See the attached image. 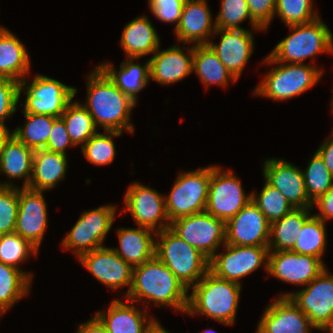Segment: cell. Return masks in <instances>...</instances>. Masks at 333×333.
Instances as JSON below:
<instances>
[{
  "label": "cell",
  "instance_id": "cell-1",
  "mask_svg": "<svg viewBox=\"0 0 333 333\" xmlns=\"http://www.w3.org/2000/svg\"><path fill=\"white\" fill-rule=\"evenodd\" d=\"M86 80V102L82 105L89 111L96 127L122 133L126 130L132 134L134 127L130 116L137 103L125 95L99 66Z\"/></svg>",
  "mask_w": 333,
  "mask_h": 333
},
{
  "label": "cell",
  "instance_id": "cell-2",
  "mask_svg": "<svg viewBox=\"0 0 333 333\" xmlns=\"http://www.w3.org/2000/svg\"><path fill=\"white\" fill-rule=\"evenodd\" d=\"M188 289L156 256L133 267L132 285L127 300L153 302L156 307H172L186 313ZM143 299V300H142Z\"/></svg>",
  "mask_w": 333,
  "mask_h": 333
},
{
  "label": "cell",
  "instance_id": "cell-3",
  "mask_svg": "<svg viewBox=\"0 0 333 333\" xmlns=\"http://www.w3.org/2000/svg\"><path fill=\"white\" fill-rule=\"evenodd\" d=\"M242 285L216 277L208 271L192 286L186 314L214 319L225 325L235 322Z\"/></svg>",
  "mask_w": 333,
  "mask_h": 333
},
{
  "label": "cell",
  "instance_id": "cell-4",
  "mask_svg": "<svg viewBox=\"0 0 333 333\" xmlns=\"http://www.w3.org/2000/svg\"><path fill=\"white\" fill-rule=\"evenodd\" d=\"M155 237V256L188 290L209 271L210 260L170 227L158 232Z\"/></svg>",
  "mask_w": 333,
  "mask_h": 333
},
{
  "label": "cell",
  "instance_id": "cell-5",
  "mask_svg": "<svg viewBox=\"0 0 333 333\" xmlns=\"http://www.w3.org/2000/svg\"><path fill=\"white\" fill-rule=\"evenodd\" d=\"M288 28L292 33L268 54L275 62L304 64V60L317 54L333 53V34L320 16Z\"/></svg>",
  "mask_w": 333,
  "mask_h": 333
},
{
  "label": "cell",
  "instance_id": "cell-6",
  "mask_svg": "<svg viewBox=\"0 0 333 333\" xmlns=\"http://www.w3.org/2000/svg\"><path fill=\"white\" fill-rule=\"evenodd\" d=\"M267 65L278 64L267 72L254 90V95L282 101L301 95L316 85L323 70L310 64L275 62L269 55L263 60Z\"/></svg>",
  "mask_w": 333,
  "mask_h": 333
},
{
  "label": "cell",
  "instance_id": "cell-7",
  "mask_svg": "<svg viewBox=\"0 0 333 333\" xmlns=\"http://www.w3.org/2000/svg\"><path fill=\"white\" fill-rule=\"evenodd\" d=\"M212 165L189 172H181L168 196L166 213L170 223L176 219L205 211Z\"/></svg>",
  "mask_w": 333,
  "mask_h": 333
},
{
  "label": "cell",
  "instance_id": "cell-8",
  "mask_svg": "<svg viewBox=\"0 0 333 333\" xmlns=\"http://www.w3.org/2000/svg\"><path fill=\"white\" fill-rule=\"evenodd\" d=\"M20 82L19 100L22 92L26 93L23 112L61 117L65 107L77 93L75 87L67 86L60 81L45 75H36L31 84L26 79Z\"/></svg>",
  "mask_w": 333,
  "mask_h": 333
},
{
  "label": "cell",
  "instance_id": "cell-9",
  "mask_svg": "<svg viewBox=\"0 0 333 333\" xmlns=\"http://www.w3.org/2000/svg\"><path fill=\"white\" fill-rule=\"evenodd\" d=\"M117 212L116 205H103L83 211L72 229L63 238V249L73 250L79 258L82 254L104 247L103 242L111 230Z\"/></svg>",
  "mask_w": 333,
  "mask_h": 333
},
{
  "label": "cell",
  "instance_id": "cell-10",
  "mask_svg": "<svg viewBox=\"0 0 333 333\" xmlns=\"http://www.w3.org/2000/svg\"><path fill=\"white\" fill-rule=\"evenodd\" d=\"M170 228L209 260L226 243V222L207 211L176 219Z\"/></svg>",
  "mask_w": 333,
  "mask_h": 333
},
{
  "label": "cell",
  "instance_id": "cell-11",
  "mask_svg": "<svg viewBox=\"0 0 333 333\" xmlns=\"http://www.w3.org/2000/svg\"><path fill=\"white\" fill-rule=\"evenodd\" d=\"M221 168L212 165L205 211L227 222L250 202L252 195H246L233 171Z\"/></svg>",
  "mask_w": 333,
  "mask_h": 333
},
{
  "label": "cell",
  "instance_id": "cell-12",
  "mask_svg": "<svg viewBox=\"0 0 333 333\" xmlns=\"http://www.w3.org/2000/svg\"><path fill=\"white\" fill-rule=\"evenodd\" d=\"M222 248L225 251L215 253L209 263V271L216 277L241 285L240 279L253 273L261 265L268 272V247L236 246L225 243Z\"/></svg>",
  "mask_w": 333,
  "mask_h": 333
},
{
  "label": "cell",
  "instance_id": "cell-13",
  "mask_svg": "<svg viewBox=\"0 0 333 333\" xmlns=\"http://www.w3.org/2000/svg\"><path fill=\"white\" fill-rule=\"evenodd\" d=\"M280 297H290L317 330L323 331L333 317V274L326 268L305 288L283 292Z\"/></svg>",
  "mask_w": 333,
  "mask_h": 333
},
{
  "label": "cell",
  "instance_id": "cell-14",
  "mask_svg": "<svg viewBox=\"0 0 333 333\" xmlns=\"http://www.w3.org/2000/svg\"><path fill=\"white\" fill-rule=\"evenodd\" d=\"M124 202L126 207L123 211H128L138 226L151 229L155 233L170 227L165 195L155 189L142 183H132L126 190Z\"/></svg>",
  "mask_w": 333,
  "mask_h": 333
},
{
  "label": "cell",
  "instance_id": "cell-15",
  "mask_svg": "<svg viewBox=\"0 0 333 333\" xmlns=\"http://www.w3.org/2000/svg\"><path fill=\"white\" fill-rule=\"evenodd\" d=\"M270 223L251 199L226 222V244L268 247Z\"/></svg>",
  "mask_w": 333,
  "mask_h": 333
},
{
  "label": "cell",
  "instance_id": "cell-16",
  "mask_svg": "<svg viewBox=\"0 0 333 333\" xmlns=\"http://www.w3.org/2000/svg\"><path fill=\"white\" fill-rule=\"evenodd\" d=\"M326 269L317 257L292 251L269 252L267 274L285 283L305 286Z\"/></svg>",
  "mask_w": 333,
  "mask_h": 333
},
{
  "label": "cell",
  "instance_id": "cell-17",
  "mask_svg": "<svg viewBox=\"0 0 333 333\" xmlns=\"http://www.w3.org/2000/svg\"><path fill=\"white\" fill-rule=\"evenodd\" d=\"M78 260L100 283L115 290L132 285L133 267L110 247H101L82 254Z\"/></svg>",
  "mask_w": 333,
  "mask_h": 333
},
{
  "label": "cell",
  "instance_id": "cell-18",
  "mask_svg": "<svg viewBox=\"0 0 333 333\" xmlns=\"http://www.w3.org/2000/svg\"><path fill=\"white\" fill-rule=\"evenodd\" d=\"M263 174L264 180L279 190L294 208H313L300 168L284 159L268 158Z\"/></svg>",
  "mask_w": 333,
  "mask_h": 333
},
{
  "label": "cell",
  "instance_id": "cell-19",
  "mask_svg": "<svg viewBox=\"0 0 333 333\" xmlns=\"http://www.w3.org/2000/svg\"><path fill=\"white\" fill-rule=\"evenodd\" d=\"M43 191L19 187V209L15 233L39 249L48 227L47 204Z\"/></svg>",
  "mask_w": 333,
  "mask_h": 333
},
{
  "label": "cell",
  "instance_id": "cell-20",
  "mask_svg": "<svg viewBox=\"0 0 333 333\" xmlns=\"http://www.w3.org/2000/svg\"><path fill=\"white\" fill-rule=\"evenodd\" d=\"M317 328L290 297H278L267 305L256 333H310Z\"/></svg>",
  "mask_w": 333,
  "mask_h": 333
},
{
  "label": "cell",
  "instance_id": "cell-21",
  "mask_svg": "<svg viewBox=\"0 0 333 333\" xmlns=\"http://www.w3.org/2000/svg\"><path fill=\"white\" fill-rule=\"evenodd\" d=\"M220 34L219 44L208 42L230 74L238 80L254 50V37L248 29H217L214 36Z\"/></svg>",
  "mask_w": 333,
  "mask_h": 333
},
{
  "label": "cell",
  "instance_id": "cell-22",
  "mask_svg": "<svg viewBox=\"0 0 333 333\" xmlns=\"http://www.w3.org/2000/svg\"><path fill=\"white\" fill-rule=\"evenodd\" d=\"M212 19L207 0H185L180 22L174 29L178 43L207 45L216 30Z\"/></svg>",
  "mask_w": 333,
  "mask_h": 333
},
{
  "label": "cell",
  "instance_id": "cell-23",
  "mask_svg": "<svg viewBox=\"0 0 333 333\" xmlns=\"http://www.w3.org/2000/svg\"><path fill=\"white\" fill-rule=\"evenodd\" d=\"M184 50L188 53L185 54ZM193 53V45L181 49L177 44L162 51L158 48L149 59L150 79L168 86L186 78L193 72Z\"/></svg>",
  "mask_w": 333,
  "mask_h": 333
},
{
  "label": "cell",
  "instance_id": "cell-24",
  "mask_svg": "<svg viewBox=\"0 0 333 333\" xmlns=\"http://www.w3.org/2000/svg\"><path fill=\"white\" fill-rule=\"evenodd\" d=\"M127 301L128 304L118 298L114 299L107 312L102 310L95 316L109 333H149L158 321L152 316H147L145 310L141 312L133 301Z\"/></svg>",
  "mask_w": 333,
  "mask_h": 333
},
{
  "label": "cell",
  "instance_id": "cell-25",
  "mask_svg": "<svg viewBox=\"0 0 333 333\" xmlns=\"http://www.w3.org/2000/svg\"><path fill=\"white\" fill-rule=\"evenodd\" d=\"M153 230L140 227L117 229L119 248H112L132 267L142 265L155 256L156 240Z\"/></svg>",
  "mask_w": 333,
  "mask_h": 333
},
{
  "label": "cell",
  "instance_id": "cell-26",
  "mask_svg": "<svg viewBox=\"0 0 333 333\" xmlns=\"http://www.w3.org/2000/svg\"><path fill=\"white\" fill-rule=\"evenodd\" d=\"M121 35L120 45L127 58L139 60L142 56L154 54L160 47V37L144 15L127 23Z\"/></svg>",
  "mask_w": 333,
  "mask_h": 333
},
{
  "label": "cell",
  "instance_id": "cell-27",
  "mask_svg": "<svg viewBox=\"0 0 333 333\" xmlns=\"http://www.w3.org/2000/svg\"><path fill=\"white\" fill-rule=\"evenodd\" d=\"M67 161V155L45 149L35 150L28 188L43 192L54 188L65 178Z\"/></svg>",
  "mask_w": 333,
  "mask_h": 333
},
{
  "label": "cell",
  "instance_id": "cell-28",
  "mask_svg": "<svg viewBox=\"0 0 333 333\" xmlns=\"http://www.w3.org/2000/svg\"><path fill=\"white\" fill-rule=\"evenodd\" d=\"M30 56L23 43L6 27L0 29V77L19 83L30 72Z\"/></svg>",
  "mask_w": 333,
  "mask_h": 333
},
{
  "label": "cell",
  "instance_id": "cell-29",
  "mask_svg": "<svg viewBox=\"0 0 333 333\" xmlns=\"http://www.w3.org/2000/svg\"><path fill=\"white\" fill-rule=\"evenodd\" d=\"M135 58H127L120 63L117 70L110 62L98 65L127 96L137 103V95L146 87L150 80L149 60L144 65L134 63Z\"/></svg>",
  "mask_w": 333,
  "mask_h": 333
},
{
  "label": "cell",
  "instance_id": "cell-30",
  "mask_svg": "<svg viewBox=\"0 0 333 333\" xmlns=\"http://www.w3.org/2000/svg\"><path fill=\"white\" fill-rule=\"evenodd\" d=\"M34 150L20 142L14 135L0 149V174L9 179L24 178L28 187L32 177Z\"/></svg>",
  "mask_w": 333,
  "mask_h": 333
},
{
  "label": "cell",
  "instance_id": "cell-31",
  "mask_svg": "<svg viewBox=\"0 0 333 333\" xmlns=\"http://www.w3.org/2000/svg\"><path fill=\"white\" fill-rule=\"evenodd\" d=\"M312 208H294L270 224L269 252L291 251L304 222L311 216Z\"/></svg>",
  "mask_w": 333,
  "mask_h": 333
},
{
  "label": "cell",
  "instance_id": "cell-32",
  "mask_svg": "<svg viewBox=\"0 0 333 333\" xmlns=\"http://www.w3.org/2000/svg\"><path fill=\"white\" fill-rule=\"evenodd\" d=\"M32 272L0 262V316L30 293Z\"/></svg>",
  "mask_w": 333,
  "mask_h": 333
},
{
  "label": "cell",
  "instance_id": "cell-33",
  "mask_svg": "<svg viewBox=\"0 0 333 333\" xmlns=\"http://www.w3.org/2000/svg\"><path fill=\"white\" fill-rule=\"evenodd\" d=\"M193 72L198 75L201 83L226 87L231 80L236 79L230 74L217 54L208 45H194Z\"/></svg>",
  "mask_w": 333,
  "mask_h": 333
},
{
  "label": "cell",
  "instance_id": "cell-34",
  "mask_svg": "<svg viewBox=\"0 0 333 333\" xmlns=\"http://www.w3.org/2000/svg\"><path fill=\"white\" fill-rule=\"evenodd\" d=\"M60 118L64 121L70 140L75 146L82 147L98 132L92 116L82 103L71 100Z\"/></svg>",
  "mask_w": 333,
  "mask_h": 333
},
{
  "label": "cell",
  "instance_id": "cell-35",
  "mask_svg": "<svg viewBox=\"0 0 333 333\" xmlns=\"http://www.w3.org/2000/svg\"><path fill=\"white\" fill-rule=\"evenodd\" d=\"M24 113L25 123L23 127L17 126L13 135L23 144L35 150L45 149L48 137L57 119L54 116Z\"/></svg>",
  "mask_w": 333,
  "mask_h": 333
},
{
  "label": "cell",
  "instance_id": "cell-36",
  "mask_svg": "<svg viewBox=\"0 0 333 333\" xmlns=\"http://www.w3.org/2000/svg\"><path fill=\"white\" fill-rule=\"evenodd\" d=\"M326 223L311 215L303 224L292 252L310 255L322 260L326 247Z\"/></svg>",
  "mask_w": 333,
  "mask_h": 333
},
{
  "label": "cell",
  "instance_id": "cell-37",
  "mask_svg": "<svg viewBox=\"0 0 333 333\" xmlns=\"http://www.w3.org/2000/svg\"><path fill=\"white\" fill-rule=\"evenodd\" d=\"M121 134L119 131L97 132L81 147V152L87 161L94 165L111 164L116 155L113 137H119Z\"/></svg>",
  "mask_w": 333,
  "mask_h": 333
},
{
  "label": "cell",
  "instance_id": "cell-38",
  "mask_svg": "<svg viewBox=\"0 0 333 333\" xmlns=\"http://www.w3.org/2000/svg\"><path fill=\"white\" fill-rule=\"evenodd\" d=\"M251 195L253 202L258 206L270 224L294 209L282 193L271 186L266 180L260 193L257 195L255 192H252Z\"/></svg>",
  "mask_w": 333,
  "mask_h": 333
},
{
  "label": "cell",
  "instance_id": "cell-39",
  "mask_svg": "<svg viewBox=\"0 0 333 333\" xmlns=\"http://www.w3.org/2000/svg\"><path fill=\"white\" fill-rule=\"evenodd\" d=\"M220 10L215 18L217 29H243L245 20L250 21L252 30H264L250 15L246 0H221Z\"/></svg>",
  "mask_w": 333,
  "mask_h": 333
},
{
  "label": "cell",
  "instance_id": "cell-40",
  "mask_svg": "<svg viewBox=\"0 0 333 333\" xmlns=\"http://www.w3.org/2000/svg\"><path fill=\"white\" fill-rule=\"evenodd\" d=\"M38 250L29 240L15 232L0 235V262L6 265L20 269L18 265L25 263L32 255L36 256Z\"/></svg>",
  "mask_w": 333,
  "mask_h": 333
},
{
  "label": "cell",
  "instance_id": "cell-41",
  "mask_svg": "<svg viewBox=\"0 0 333 333\" xmlns=\"http://www.w3.org/2000/svg\"><path fill=\"white\" fill-rule=\"evenodd\" d=\"M302 173L308 197L312 202L333 186V175L317 152L314 153L306 170H302Z\"/></svg>",
  "mask_w": 333,
  "mask_h": 333
},
{
  "label": "cell",
  "instance_id": "cell-42",
  "mask_svg": "<svg viewBox=\"0 0 333 333\" xmlns=\"http://www.w3.org/2000/svg\"><path fill=\"white\" fill-rule=\"evenodd\" d=\"M313 10V0H276L275 15L285 26L299 25L319 17Z\"/></svg>",
  "mask_w": 333,
  "mask_h": 333
},
{
  "label": "cell",
  "instance_id": "cell-43",
  "mask_svg": "<svg viewBox=\"0 0 333 333\" xmlns=\"http://www.w3.org/2000/svg\"><path fill=\"white\" fill-rule=\"evenodd\" d=\"M19 209V187L10 181L0 183V235L13 233Z\"/></svg>",
  "mask_w": 333,
  "mask_h": 333
},
{
  "label": "cell",
  "instance_id": "cell-44",
  "mask_svg": "<svg viewBox=\"0 0 333 333\" xmlns=\"http://www.w3.org/2000/svg\"><path fill=\"white\" fill-rule=\"evenodd\" d=\"M20 83L14 79L0 77V123L10 118L17 109L19 102Z\"/></svg>",
  "mask_w": 333,
  "mask_h": 333
},
{
  "label": "cell",
  "instance_id": "cell-45",
  "mask_svg": "<svg viewBox=\"0 0 333 333\" xmlns=\"http://www.w3.org/2000/svg\"><path fill=\"white\" fill-rule=\"evenodd\" d=\"M185 0H148L152 14L163 23H176L181 19L182 7Z\"/></svg>",
  "mask_w": 333,
  "mask_h": 333
},
{
  "label": "cell",
  "instance_id": "cell-46",
  "mask_svg": "<svg viewBox=\"0 0 333 333\" xmlns=\"http://www.w3.org/2000/svg\"><path fill=\"white\" fill-rule=\"evenodd\" d=\"M69 146L75 147L70 140L64 121L59 117L53 122V127L48 137L45 150L67 155L66 148Z\"/></svg>",
  "mask_w": 333,
  "mask_h": 333
},
{
  "label": "cell",
  "instance_id": "cell-47",
  "mask_svg": "<svg viewBox=\"0 0 333 333\" xmlns=\"http://www.w3.org/2000/svg\"><path fill=\"white\" fill-rule=\"evenodd\" d=\"M251 17L266 30L275 17L276 0H246Z\"/></svg>",
  "mask_w": 333,
  "mask_h": 333
},
{
  "label": "cell",
  "instance_id": "cell-48",
  "mask_svg": "<svg viewBox=\"0 0 333 333\" xmlns=\"http://www.w3.org/2000/svg\"><path fill=\"white\" fill-rule=\"evenodd\" d=\"M312 207L318 208V214H314L319 217L323 222L333 219V186L323 195L319 196L314 202Z\"/></svg>",
  "mask_w": 333,
  "mask_h": 333
},
{
  "label": "cell",
  "instance_id": "cell-49",
  "mask_svg": "<svg viewBox=\"0 0 333 333\" xmlns=\"http://www.w3.org/2000/svg\"><path fill=\"white\" fill-rule=\"evenodd\" d=\"M331 136L319 146L316 152L320 155L324 165L333 175V130Z\"/></svg>",
  "mask_w": 333,
  "mask_h": 333
},
{
  "label": "cell",
  "instance_id": "cell-50",
  "mask_svg": "<svg viewBox=\"0 0 333 333\" xmlns=\"http://www.w3.org/2000/svg\"><path fill=\"white\" fill-rule=\"evenodd\" d=\"M76 333H109L102 322L94 315L87 322L77 327Z\"/></svg>",
  "mask_w": 333,
  "mask_h": 333
},
{
  "label": "cell",
  "instance_id": "cell-51",
  "mask_svg": "<svg viewBox=\"0 0 333 333\" xmlns=\"http://www.w3.org/2000/svg\"><path fill=\"white\" fill-rule=\"evenodd\" d=\"M5 125L6 124L0 123V149L13 135V132L10 133L9 129Z\"/></svg>",
  "mask_w": 333,
  "mask_h": 333
},
{
  "label": "cell",
  "instance_id": "cell-52",
  "mask_svg": "<svg viewBox=\"0 0 333 333\" xmlns=\"http://www.w3.org/2000/svg\"><path fill=\"white\" fill-rule=\"evenodd\" d=\"M149 333H167L162 327L161 324L158 323L151 329Z\"/></svg>",
  "mask_w": 333,
  "mask_h": 333
},
{
  "label": "cell",
  "instance_id": "cell-53",
  "mask_svg": "<svg viewBox=\"0 0 333 333\" xmlns=\"http://www.w3.org/2000/svg\"><path fill=\"white\" fill-rule=\"evenodd\" d=\"M324 331H328L329 333H333V317L331 322L324 328Z\"/></svg>",
  "mask_w": 333,
  "mask_h": 333
},
{
  "label": "cell",
  "instance_id": "cell-54",
  "mask_svg": "<svg viewBox=\"0 0 333 333\" xmlns=\"http://www.w3.org/2000/svg\"><path fill=\"white\" fill-rule=\"evenodd\" d=\"M202 333H217V331L213 329H205Z\"/></svg>",
  "mask_w": 333,
  "mask_h": 333
},
{
  "label": "cell",
  "instance_id": "cell-55",
  "mask_svg": "<svg viewBox=\"0 0 333 333\" xmlns=\"http://www.w3.org/2000/svg\"><path fill=\"white\" fill-rule=\"evenodd\" d=\"M332 91H333V89H332ZM331 110L333 111V97H332V100H331Z\"/></svg>",
  "mask_w": 333,
  "mask_h": 333
}]
</instances>
